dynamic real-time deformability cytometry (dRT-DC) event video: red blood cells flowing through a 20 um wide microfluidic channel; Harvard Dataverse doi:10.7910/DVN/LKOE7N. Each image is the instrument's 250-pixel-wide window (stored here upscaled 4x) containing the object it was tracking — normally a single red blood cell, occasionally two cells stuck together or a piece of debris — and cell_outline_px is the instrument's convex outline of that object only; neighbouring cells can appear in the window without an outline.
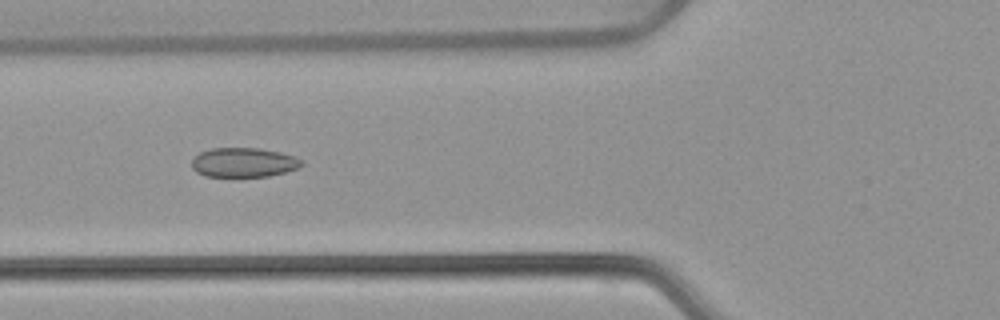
{"species": "common noctule bat (a hibernating species)", "species_latin": "Nyctalus noctula", "temperature_condition": "warm", "stored_images_in_passage": 53, "camera_frame_rate_fps": 3000, "um_per_image_px": 0.085, "animal": {"sex": "female", "body_mass_g": 22.7, "forearm_length_mm": 54.2}, "frame": {"image": 1, "passage_image": 20, "time_ms": 6.333, "image_size_px": [1000, 320], "cell_outline_px": [[304, 164], [300, 168], [268, 176], [204, 176], [196, 172], [192, 168], [192, 160], [200, 152], [212, 148], [260, 148], [280, 152], [296, 156], [304, 160]], "centroid_in_image_um": [20.75, 13.8], "position_along_channel_um": 105.0, "area_um2": 18.96}}
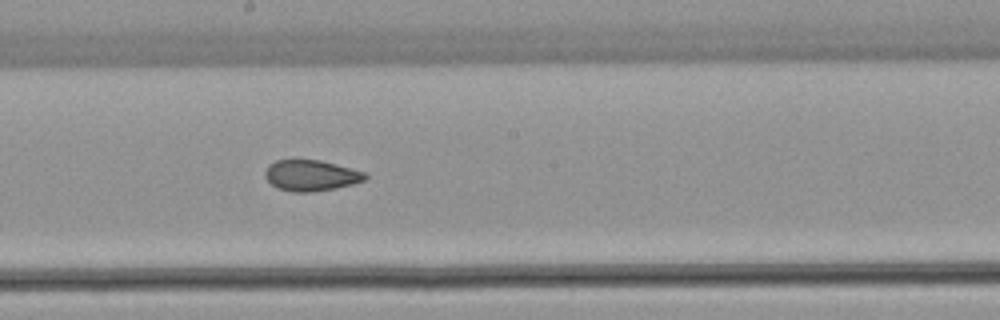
{"frame": {"image": 2, "passage_image": 29, "time_ms": 9.333, "image_size_px": [1000, 320], "cell_outline_px": [[368, 176], [364, 180], [352, 184], [336, 188], [312, 192], [292, 192], [276, 188], [264, 176], [264, 172], [268, 164], [276, 160], [320, 160], [352, 168], [364, 172]], "centroid_in_image_um": [26.41, 14.91], "position_along_channel_um": 221.8, "area_um2": 18.09}}
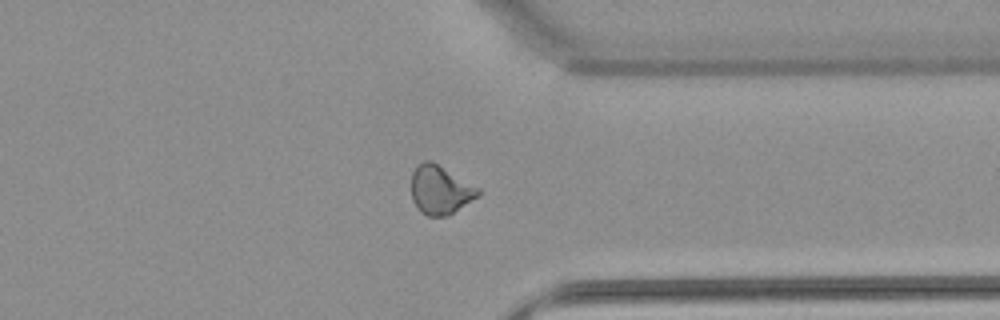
{"frame": {"image": 3, "passage_image": 41, "time_ms": 13.333, "image_size_px": [1000, 320], "cell_outline_px": [[480, 192], [476, 196], [448, 216], [428, 216], [420, 212], [416, 208], [412, 200], [412, 172], [416, 164], [424, 160], [432, 160], [480, 188]], "centroid_in_image_um": [37.37, 16.12], "position_along_channel_um": 374.0, "area_um2": 19.02}, "authors_computed_cell_mechanics": {"area_um2": 19.2474, "velocity_mm_per_s": 3.8804, "shape_relaxation_time_tau1_ms": null, "shape_relaxation_time_tau2_ms": 1.0819, "deformation_change_tau1": null, "deformation_change_tau2": 0.0579}}